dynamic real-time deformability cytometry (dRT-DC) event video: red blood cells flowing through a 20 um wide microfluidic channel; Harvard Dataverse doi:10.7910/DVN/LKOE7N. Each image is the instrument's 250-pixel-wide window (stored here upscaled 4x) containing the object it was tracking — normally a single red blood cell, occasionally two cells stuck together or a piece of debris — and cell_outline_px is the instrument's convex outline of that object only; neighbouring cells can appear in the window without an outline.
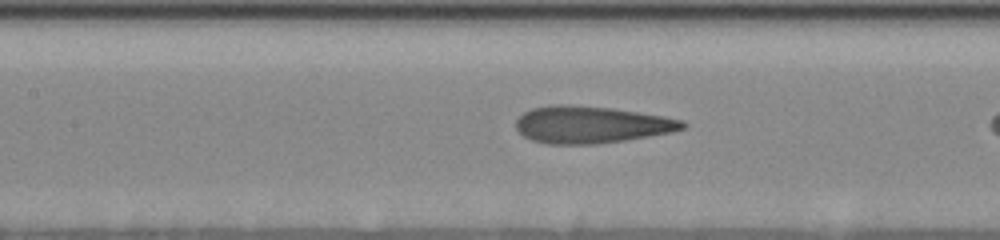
{"species": "human", "species_latin": "Homo sapiens", "temperature_condition": "cold", "stored_images_in_passage": 29, "camera_frame_rate_fps": 3000, "um_per_image_px": 0.085, "donor": {"sex": "female"}, "frame": {"image": 1, "passage_image": 29, "time_ms": 9.333, "image_size_px": [1000, 240], "cell_outline_px": [[688, 124], [684, 128], [672, 132], [624, 140], [596, 144], [548, 144], [532, 140], [524, 136], [516, 128], [516, 120], [524, 112], [532, 108], [548, 104], [568, 104], [612, 108], [664, 116], [684, 120]], "centroid_in_image_um": [50.24, 10.58], "position_along_channel_um": 157.2, "area_um2": 36.07}}